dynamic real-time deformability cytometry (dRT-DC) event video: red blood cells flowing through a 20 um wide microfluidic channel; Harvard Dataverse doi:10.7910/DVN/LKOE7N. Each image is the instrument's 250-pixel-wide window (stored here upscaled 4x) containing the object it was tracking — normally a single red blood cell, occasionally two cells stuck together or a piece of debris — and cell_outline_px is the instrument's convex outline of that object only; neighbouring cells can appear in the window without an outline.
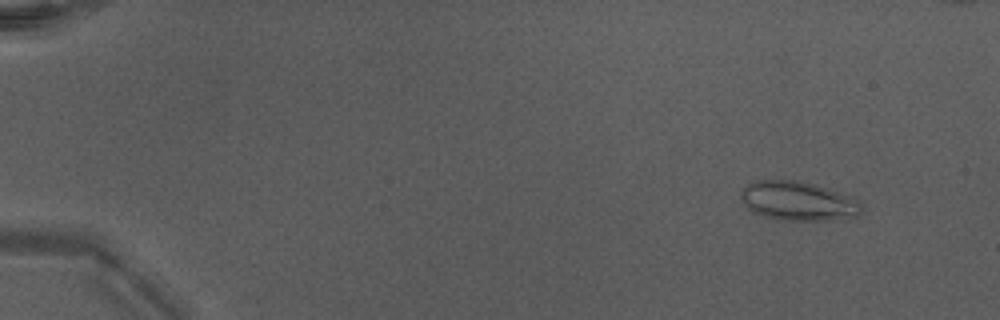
{"species": "Egyptian fruit bat (a non-hibernating species)", "species_latin": "Rousettus aegyptiacus", "temperature_condition": "warm", "stored_images_in_passage": 52, "camera_frame_rate_fps": 3000, "um_per_image_px": 0.085, "animal": {"sex": "male"}, "frame": {"image": 1, "passage_image": 6, "time_ms": 1.667, "image_size_px": [1000, 320], "cell_outline_px": [[864, 208], [856, 216], [828, 220], [776, 220], [752, 212], [744, 204], [740, 196], [740, 192], [748, 184], [756, 180], [796, 180], [828, 188], [852, 196], [860, 200]], "centroid_in_image_um": [67.85, 17.09], "position_along_channel_um": 17.2, "area_um2": 27.69}}
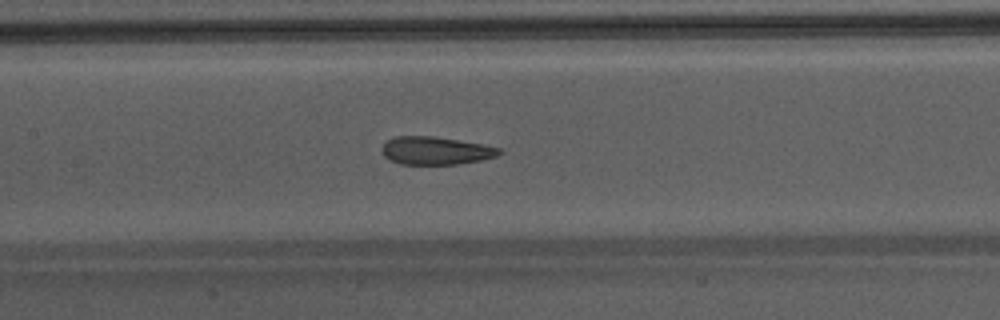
{"frame": {"image": 2, "passage_image": 27, "time_ms": 8.667, "image_size_px": [1000, 320], "cell_outline_px": [[504, 152], [496, 156], [480, 160], [456, 164], [400, 164], [384, 156], [380, 152], [380, 148], [388, 140], [396, 136], [432, 136], [484, 144], [500, 148]], "centroid_in_image_um": [37.03, 12.8], "position_along_channel_um": 170.4, "area_um2": 19.07}}
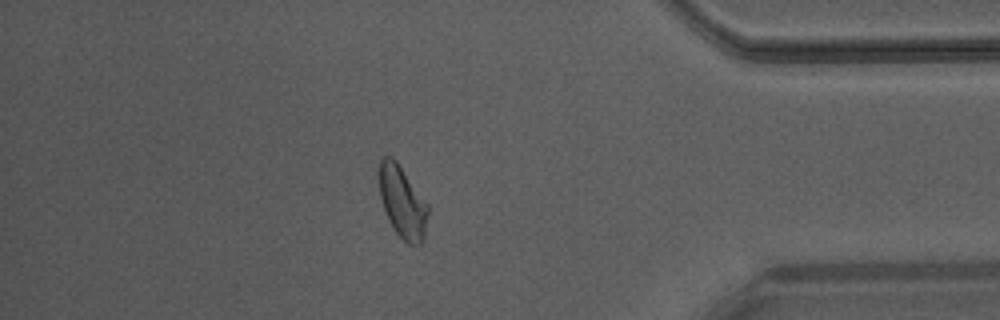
{"frame": {"image": 3, "passage_image": 45, "time_ms": 14.667, "image_size_px": [1000, 320], "cell_outline_px": [[428, 212], [424, 240], [420, 244], [408, 244], [392, 228], [388, 220], [380, 196], [376, 176], [376, 172], [380, 160], [384, 156], [392, 156], [396, 160], [428, 204]], "centroid_in_image_um": [34.16, 17.13], "position_along_channel_um": 401.0, "area_um2": 20.81}, "authors_computed_cell_mechanics": {"area_um2": 21.1837, "velocity_mm_per_s": 4.2935, "shape_relaxation_time_tau1_ms": null, "shape_relaxation_time_tau2_ms": 1.353, "deformation_change_tau1": null, "deformation_change_tau2": 0.0779}}